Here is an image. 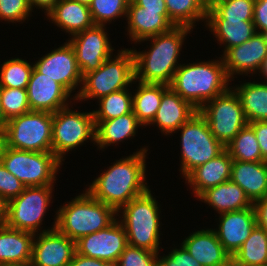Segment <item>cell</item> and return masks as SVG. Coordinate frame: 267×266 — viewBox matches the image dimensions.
<instances>
[{
	"label": "cell",
	"mask_w": 267,
	"mask_h": 266,
	"mask_svg": "<svg viewBox=\"0 0 267 266\" xmlns=\"http://www.w3.org/2000/svg\"><path fill=\"white\" fill-rule=\"evenodd\" d=\"M178 131H181L180 171L185 178L193 169L219 155L225 147L213 136L208 122L196 112Z\"/></svg>",
	"instance_id": "8"
},
{
	"label": "cell",
	"mask_w": 267,
	"mask_h": 266,
	"mask_svg": "<svg viewBox=\"0 0 267 266\" xmlns=\"http://www.w3.org/2000/svg\"><path fill=\"white\" fill-rule=\"evenodd\" d=\"M168 18L174 26L194 28L199 20L205 21L208 5L205 0H165Z\"/></svg>",
	"instance_id": "33"
},
{
	"label": "cell",
	"mask_w": 267,
	"mask_h": 266,
	"mask_svg": "<svg viewBox=\"0 0 267 266\" xmlns=\"http://www.w3.org/2000/svg\"><path fill=\"white\" fill-rule=\"evenodd\" d=\"M0 104L6 121L31 111L27 89L0 87Z\"/></svg>",
	"instance_id": "38"
},
{
	"label": "cell",
	"mask_w": 267,
	"mask_h": 266,
	"mask_svg": "<svg viewBox=\"0 0 267 266\" xmlns=\"http://www.w3.org/2000/svg\"><path fill=\"white\" fill-rule=\"evenodd\" d=\"M233 160L242 162H262L260 146L253 129L247 124L225 146Z\"/></svg>",
	"instance_id": "34"
},
{
	"label": "cell",
	"mask_w": 267,
	"mask_h": 266,
	"mask_svg": "<svg viewBox=\"0 0 267 266\" xmlns=\"http://www.w3.org/2000/svg\"><path fill=\"white\" fill-rule=\"evenodd\" d=\"M233 159L226 149L215 158L197 166L186 177V182L195 197H199L204 191L215 187L220 183L229 181L231 178Z\"/></svg>",
	"instance_id": "22"
},
{
	"label": "cell",
	"mask_w": 267,
	"mask_h": 266,
	"mask_svg": "<svg viewBox=\"0 0 267 266\" xmlns=\"http://www.w3.org/2000/svg\"><path fill=\"white\" fill-rule=\"evenodd\" d=\"M206 27L217 38L219 44H224L223 53L231 47L241 45L255 33L253 21L235 19H206ZM222 43V44H221Z\"/></svg>",
	"instance_id": "29"
},
{
	"label": "cell",
	"mask_w": 267,
	"mask_h": 266,
	"mask_svg": "<svg viewBox=\"0 0 267 266\" xmlns=\"http://www.w3.org/2000/svg\"><path fill=\"white\" fill-rule=\"evenodd\" d=\"M216 0H205L206 4L209 6L211 3H213Z\"/></svg>",
	"instance_id": "57"
},
{
	"label": "cell",
	"mask_w": 267,
	"mask_h": 266,
	"mask_svg": "<svg viewBox=\"0 0 267 266\" xmlns=\"http://www.w3.org/2000/svg\"><path fill=\"white\" fill-rule=\"evenodd\" d=\"M158 254L128 244L114 266H155Z\"/></svg>",
	"instance_id": "40"
},
{
	"label": "cell",
	"mask_w": 267,
	"mask_h": 266,
	"mask_svg": "<svg viewBox=\"0 0 267 266\" xmlns=\"http://www.w3.org/2000/svg\"><path fill=\"white\" fill-rule=\"evenodd\" d=\"M5 168L26 187L54 185L62 162L52 152H34L5 147L1 158Z\"/></svg>",
	"instance_id": "9"
},
{
	"label": "cell",
	"mask_w": 267,
	"mask_h": 266,
	"mask_svg": "<svg viewBox=\"0 0 267 266\" xmlns=\"http://www.w3.org/2000/svg\"><path fill=\"white\" fill-rule=\"evenodd\" d=\"M155 266H166L159 258L155 261Z\"/></svg>",
	"instance_id": "56"
},
{
	"label": "cell",
	"mask_w": 267,
	"mask_h": 266,
	"mask_svg": "<svg viewBox=\"0 0 267 266\" xmlns=\"http://www.w3.org/2000/svg\"><path fill=\"white\" fill-rule=\"evenodd\" d=\"M159 259L166 266H202L182 244L179 249H172L168 255H163Z\"/></svg>",
	"instance_id": "43"
},
{
	"label": "cell",
	"mask_w": 267,
	"mask_h": 266,
	"mask_svg": "<svg viewBox=\"0 0 267 266\" xmlns=\"http://www.w3.org/2000/svg\"><path fill=\"white\" fill-rule=\"evenodd\" d=\"M133 2L151 11H167L165 0H133Z\"/></svg>",
	"instance_id": "47"
},
{
	"label": "cell",
	"mask_w": 267,
	"mask_h": 266,
	"mask_svg": "<svg viewBox=\"0 0 267 266\" xmlns=\"http://www.w3.org/2000/svg\"><path fill=\"white\" fill-rule=\"evenodd\" d=\"M132 96L133 113L143 126H149L160 106L162 94L169 88L165 84L138 82Z\"/></svg>",
	"instance_id": "31"
},
{
	"label": "cell",
	"mask_w": 267,
	"mask_h": 266,
	"mask_svg": "<svg viewBox=\"0 0 267 266\" xmlns=\"http://www.w3.org/2000/svg\"><path fill=\"white\" fill-rule=\"evenodd\" d=\"M159 208L158 201L149 189L118 211L122 214L119 221L125 228L129 245L159 253L161 243Z\"/></svg>",
	"instance_id": "5"
},
{
	"label": "cell",
	"mask_w": 267,
	"mask_h": 266,
	"mask_svg": "<svg viewBox=\"0 0 267 266\" xmlns=\"http://www.w3.org/2000/svg\"><path fill=\"white\" fill-rule=\"evenodd\" d=\"M255 0H216L208 6L206 19L253 21Z\"/></svg>",
	"instance_id": "35"
},
{
	"label": "cell",
	"mask_w": 267,
	"mask_h": 266,
	"mask_svg": "<svg viewBox=\"0 0 267 266\" xmlns=\"http://www.w3.org/2000/svg\"><path fill=\"white\" fill-rule=\"evenodd\" d=\"M33 65L39 73L61 84L70 94L78 85H82V75L69 41L47 53Z\"/></svg>",
	"instance_id": "15"
},
{
	"label": "cell",
	"mask_w": 267,
	"mask_h": 266,
	"mask_svg": "<svg viewBox=\"0 0 267 266\" xmlns=\"http://www.w3.org/2000/svg\"><path fill=\"white\" fill-rule=\"evenodd\" d=\"M198 199L204 201L219 214L253 207L245 191L231 180L204 191Z\"/></svg>",
	"instance_id": "27"
},
{
	"label": "cell",
	"mask_w": 267,
	"mask_h": 266,
	"mask_svg": "<svg viewBox=\"0 0 267 266\" xmlns=\"http://www.w3.org/2000/svg\"><path fill=\"white\" fill-rule=\"evenodd\" d=\"M198 111L208 122L213 136L224 147L248 124L240 98L230 86Z\"/></svg>",
	"instance_id": "11"
},
{
	"label": "cell",
	"mask_w": 267,
	"mask_h": 266,
	"mask_svg": "<svg viewBox=\"0 0 267 266\" xmlns=\"http://www.w3.org/2000/svg\"><path fill=\"white\" fill-rule=\"evenodd\" d=\"M234 266L267 264V232L255 226L241 248L233 255Z\"/></svg>",
	"instance_id": "32"
},
{
	"label": "cell",
	"mask_w": 267,
	"mask_h": 266,
	"mask_svg": "<svg viewBox=\"0 0 267 266\" xmlns=\"http://www.w3.org/2000/svg\"><path fill=\"white\" fill-rule=\"evenodd\" d=\"M35 234L0 226V266L31 263Z\"/></svg>",
	"instance_id": "24"
},
{
	"label": "cell",
	"mask_w": 267,
	"mask_h": 266,
	"mask_svg": "<svg viewBox=\"0 0 267 266\" xmlns=\"http://www.w3.org/2000/svg\"><path fill=\"white\" fill-rule=\"evenodd\" d=\"M55 228L74 242L111 225L118 212L87 190L59 208Z\"/></svg>",
	"instance_id": "4"
},
{
	"label": "cell",
	"mask_w": 267,
	"mask_h": 266,
	"mask_svg": "<svg viewBox=\"0 0 267 266\" xmlns=\"http://www.w3.org/2000/svg\"><path fill=\"white\" fill-rule=\"evenodd\" d=\"M53 114L29 111L6 122V146L18 150L52 152Z\"/></svg>",
	"instance_id": "7"
},
{
	"label": "cell",
	"mask_w": 267,
	"mask_h": 266,
	"mask_svg": "<svg viewBox=\"0 0 267 266\" xmlns=\"http://www.w3.org/2000/svg\"><path fill=\"white\" fill-rule=\"evenodd\" d=\"M129 88L122 89L101 97L99 110H93L94 120H111L133 111L132 93Z\"/></svg>",
	"instance_id": "36"
},
{
	"label": "cell",
	"mask_w": 267,
	"mask_h": 266,
	"mask_svg": "<svg viewBox=\"0 0 267 266\" xmlns=\"http://www.w3.org/2000/svg\"><path fill=\"white\" fill-rule=\"evenodd\" d=\"M114 58L106 59L100 68L82 76L81 88L71 100L100 99L110 93L130 87L135 81L132 49L118 50ZM112 58V59H111Z\"/></svg>",
	"instance_id": "6"
},
{
	"label": "cell",
	"mask_w": 267,
	"mask_h": 266,
	"mask_svg": "<svg viewBox=\"0 0 267 266\" xmlns=\"http://www.w3.org/2000/svg\"><path fill=\"white\" fill-rule=\"evenodd\" d=\"M202 266H229L232 257L224 250L214 229L191 233L181 243Z\"/></svg>",
	"instance_id": "21"
},
{
	"label": "cell",
	"mask_w": 267,
	"mask_h": 266,
	"mask_svg": "<svg viewBox=\"0 0 267 266\" xmlns=\"http://www.w3.org/2000/svg\"><path fill=\"white\" fill-rule=\"evenodd\" d=\"M54 185L25 187L18 197L7 202L8 227L38 234Z\"/></svg>",
	"instance_id": "12"
},
{
	"label": "cell",
	"mask_w": 267,
	"mask_h": 266,
	"mask_svg": "<svg viewBox=\"0 0 267 266\" xmlns=\"http://www.w3.org/2000/svg\"><path fill=\"white\" fill-rule=\"evenodd\" d=\"M262 35L264 36L265 42L267 44V32H263Z\"/></svg>",
	"instance_id": "58"
},
{
	"label": "cell",
	"mask_w": 267,
	"mask_h": 266,
	"mask_svg": "<svg viewBox=\"0 0 267 266\" xmlns=\"http://www.w3.org/2000/svg\"><path fill=\"white\" fill-rule=\"evenodd\" d=\"M230 180L238 184L252 202L267 195V162L233 160Z\"/></svg>",
	"instance_id": "26"
},
{
	"label": "cell",
	"mask_w": 267,
	"mask_h": 266,
	"mask_svg": "<svg viewBox=\"0 0 267 266\" xmlns=\"http://www.w3.org/2000/svg\"><path fill=\"white\" fill-rule=\"evenodd\" d=\"M73 1L79 2L81 4H85L87 6H89L90 3L92 2V0H73Z\"/></svg>",
	"instance_id": "55"
},
{
	"label": "cell",
	"mask_w": 267,
	"mask_h": 266,
	"mask_svg": "<svg viewBox=\"0 0 267 266\" xmlns=\"http://www.w3.org/2000/svg\"><path fill=\"white\" fill-rule=\"evenodd\" d=\"M253 129L258 144L260 146V152L262 160L267 162V120L266 121H253L248 123Z\"/></svg>",
	"instance_id": "45"
},
{
	"label": "cell",
	"mask_w": 267,
	"mask_h": 266,
	"mask_svg": "<svg viewBox=\"0 0 267 266\" xmlns=\"http://www.w3.org/2000/svg\"><path fill=\"white\" fill-rule=\"evenodd\" d=\"M198 110L170 87L162 94L160 106L149 125H157L166 136L175 133Z\"/></svg>",
	"instance_id": "23"
},
{
	"label": "cell",
	"mask_w": 267,
	"mask_h": 266,
	"mask_svg": "<svg viewBox=\"0 0 267 266\" xmlns=\"http://www.w3.org/2000/svg\"><path fill=\"white\" fill-rule=\"evenodd\" d=\"M32 12L28 0H0V20L21 23Z\"/></svg>",
	"instance_id": "41"
},
{
	"label": "cell",
	"mask_w": 267,
	"mask_h": 266,
	"mask_svg": "<svg viewBox=\"0 0 267 266\" xmlns=\"http://www.w3.org/2000/svg\"><path fill=\"white\" fill-rule=\"evenodd\" d=\"M95 122V143L100 150L111 144H118L136 135L138 127L143 126L133 113L111 120H94Z\"/></svg>",
	"instance_id": "28"
},
{
	"label": "cell",
	"mask_w": 267,
	"mask_h": 266,
	"mask_svg": "<svg viewBox=\"0 0 267 266\" xmlns=\"http://www.w3.org/2000/svg\"><path fill=\"white\" fill-rule=\"evenodd\" d=\"M127 245L126 231L118 218L108 227L75 242L76 253L79 255L99 259L113 266Z\"/></svg>",
	"instance_id": "13"
},
{
	"label": "cell",
	"mask_w": 267,
	"mask_h": 266,
	"mask_svg": "<svg viewBox=\"0 0 267 266\" xmlns=\"http://www.w3.org/2000/svg\"><path fill=\"white\" fill-rule=\"evenodd\" d=\"M6 122L7 121L3 117L1 104H0V131H4L5 130Z\"/></svg>",
	"instance_id": "54"
},
{
	"label": "cell",
	"mask_w": 267,
	"mask_h": 266,
	"mask_svg": "<svg viewBox=\"0 0 267 266\" xmlns=\"http://www.w3.org/2000/svg\"><path fill=\"white\" fill-rule=\"evenodd\" d=\"M53 113L52 122V153L63 162L68 151L74 150L91 140L95 145V122L93 111L77 112L69 107Z\"/></svg>",
	"instance_id": "10"
},
{
	"label": "cell",
	"mask_w": 267,
	"mask_h": 266,
	"mask_svg": "<svg viewBox=\"0 0 267 266\" xmlns=\"http://www.w3.org/2000/svg\"><path fill=\"white\" fill-rule=\"evenodd\" d=\"M35 234L31 263L34 266H68L76 252L75 242L56 228Z\"/></svg>",
	"instance_id": "16"
},
{
	"label": "cell",
	"mask_w": 267,
	"mask_h": 266,
	"mask_svg": "<svg viewBox=\"0 0 267 266\" xmlns=\"http://www.w3.org/2000/svg\"><path fill=\"white\" fill-rule=\"evenodd\" d=\"M59 0H28L30 8L33 10V7L39 9H44L45 15H47L56 5Z\"/></svg>",
	"instance_id": "48"
},
{
	"label": "cell",
	"mask_w": 267,
	"mask_h": 266,
	"mask_svg": "<svg viewBox=\"0 0 267 266\" xmlns=\"http://www.w3.org/2000/svg\"><path fill=\"white\" fill-rule=\"evenodd\" d=\"M90 266H113V265L99 259L90 258Z\"/></svg>",
	"instance_id": "53"
},
{
	"label": "cell",
	"mask_w": 267,
	"mask_h": 266,
	"mask_svg": "<svg viewBox=\"0 0 267 266\" xmlns=\"http://www.w3.org/2000/svg\"><path fill=\"white\" fill-rule=\"evenodd\" d=\"M221 60L183 64L174 73L169 87L199 110L205 103L226 92L231 80Z\"/></svg>",
	"instance_id": "3"
},
{
	"label": "cell",
	"mask_w": 267,
	"mask_h": 266,
	"mask_svg": "<svg viewBox=\"0 0 267 266\" xmlns=\"http://www.w3.org/2000/svg\"><path fill=\"white\" fill-rule=\"evenodd\" d=\"M267 57V44L262 33H255L241 45L227 49L222 58L228 77L256 74ZM252 72V73H251Z\"/></svg>",
	"instance_id": "17"
},
{
	"label": "cell",
	"mask_w": 267,
	"mask_h": 266,
	"mask_svg": "<svg viewBox=\"0 0 267 266\" xmlns=\"http://www.w3.org/2000/svg\"><path fill=\"white\" fill-rule=\"evenodd\" d=\"M47 17L70 37L95 25L89 6L73 0H59Z\"/></svg>",
	"instance_id": "25"
},
{
	"label": "cell",
	"mask_w": 267,
	"mask_h": 266,
	"mask_svg": "<svg viewBox=\"0 0 267 266\" xmlns=\"http://www.w3.org/2000/svg\"><path fill=\"white\" fill-rule=\"evenodd\" d=\"M257 226L267 232V195L253 202Z\"/></svg>",
	"instance_id": "46"
},
{
	"label": "cell",
	"mask_w": 267,
	"mask_h": 266,
	"mask_svg": "<svg viewBox=\"0 0 267 266\" xmlns=\"http://www.w3.org/2000/svg\"><path fill=\"white\" fill-rule=\"evenodd\" d=\"M105 30V25H94L68 40L82 76L100 68L106 59L113 56L114 49Z\"/></svg>",
	"instance_id": "14"
},
{
	"label": "cell",
	"mask_w": 267,
	"mask_h": 266,
	"mask_svg": "<svg viewBox=\"0 0 267 266\" xmlns=\"http://www.w3.org/2000/svg\"><path fill=\"white\" fill-rule=\"evenodd\" d=\"M16 266H34L32 263L23 264V265H16Z\"/></svg>",
	"instance_id": "59"
},
{
	"label": "cell",
	"mask_w": 267,
	"mask_h": 266,
	"mask_svg": "<svg viewBox=\"0 0 267 266\" xmlns=\"http://www.w3.org/2000/svg\"><path fill=\"white\" fill-rule=\"evenodd\" d=\"M0 68V87L27 89L34 65L21 58H12Z\"/></svg>",
	"instance_id": "37"
},
{
	"label": "cell",
	"mask_w": 267,
	"mask_h": 266,
	"mask_svg": "<svg viewBox=\"0 0 267 266\" xmlns=\"http://www.w3.org/2000/svg\"><path fill=\"white\" fill-rule=\"evenodd\" d=\"M250 266H267V264H257V265H250Z\"/></svg>",
	"instance_id": "60"
},
{
	"label": "cell",
	"mask_w": 267,
	"mask_h": 266,
	"mask_svg": "<svg viewBox=\"0 0 267 266\" xmlns=\"http://www.w3.org/2000/svg\"><path fill=\"white\" fill-rule=\"evenodd\" d=\"M218 229H214L224 250L231 256L241 248L257 225L254 207L219 214Z\"/></svg>",
	"instance_id": "19"
},
{
	"label": "cell",
	"mask_w": 267,
	"mask_h": 266,
	"mask_svg": "<svg viewBox=\"0 0 267 266\" xmlns=\"http://www.w3.org/2000/svg\"><path fill=\"white\" fill-rule=\"evenodd\" d=\"M27 96L32 111L55 113L69 105L72 95L58 82L33 68L27 87ZM67 101V102H66Z\"/></svg>",
	"instance_id": "18"
},
{
	"label": "cell",
	"mask_w": 267,
	"mask_h": 266,
	"mask_svg": "<svg viewBox=\"0 0 267 266\" xmlns=\"http://www.w3.org/2000/svg\"><path fill=\"white\" fill-rule=\"evenodd\" d=\"M7 223V202L0 197V226Z\"/></svg>",
	"instance_id": "50"
},
{
	"label": "cell",
	"mask_w": 267,
	"mask_h": 266,
	"mask_svg": "<svg viewBox=\"0 0 267 266\" xmlns=\"http://www.w3.org/2000/svg\"><path fill=\"white\" fill-rule=\"evenodd\" d=\"M232 89L240 98L248 123L267 120V83L245 82Z\"/></svg>",
	"instance_id": "30"
},
{
	"label": "cell",
	"mask_w": 267,
	"mask_h": 266,
	"mask_svg": "<svg viewBox=\"0 0 267 266\" xmlns=\"http://www.w3.org/2000/svg\"><path fill=\"white\" fill-rule=\"evenodd\" d=\"M191 30L187 26H174L167 32L139 41H151V47L144 52L132 50L135 81L169 86L180 66L177 61L184 39Z\"/></svg>",
	"instance_id": "2"
},
{
	"label": "cell",
	"mask_w": 267,
	"mask_h": 266,
	"mask_svg": "<svg viewBox=\"0 0 267 266\" xmlns=\"http://www.w3.org/2000/svg\"><path fill=\"white\" fill-rule=\"evenodd\" d=\"M258 72L265 78L263 83H267V57L264 59V62L262 63Z\"/></svg>",
	"instance_id": "52"
},
{
	"label": "cell",
	"mask_w": 267,
	"mask_h": 266,
	"mask_svg": "<svg viewBox=\"0 0 267 266\" xmlns=\"http://www.w3.org/2000/svg\"><path fill=\"white\" fill-rule=\"evenodd\" d=\"M126 18L127 32L134 43L167 32L174 27L168 18V11L145 10L133 1L128 3Z\"/></svg>",
	"instance_id": "20"
},
{
	"label": "cell",
	"mask_w": 267,
	"mask_h": 266,
	"mask_svg": "<svg viewBox=\"0 0 267 266\" xmlns=\"http://www.w3.org/2000/svg\"><path fill=\"white\" fill-rule=\"evenodd\" d=\"M25 185L0 162V197L6 202L18 197Z\"/></svg>",
	"instance_id": "42"
},
{
	"label": "cell",
	"mask_w": 267,
	"mask_h": 266,
	"mask_svg": "<svg viewBox=\"0 0 267 266\" xmlns=\"http://www.w3.org/2000/svg\"><path fill=\"white\" fill-rule=\"evenodd\" d=\"M68 266H90V258L74 253Z\"/></svg>",
	"instance_id": "49"
},
{
	"label": "cell",
	"mask_w": 267,
	"mask_h": 266,
	"mask_svg": "<svg viewBox=\"0 0 267 266\" xmlns=\"http://www.w3.org/2000/svg\"><path fill=\"white\" fill-rule=\"evenodd\" d=\"M128 3V0H92L89 9L94 24L106 25L117 18H126Z\"/></svg>",
	"instance_id": "39"
},
{
	"label": "cell",
	"mask_w": 267,
	"mask_h": 266,
	"mask_svg": "<svg viewBox=\"0 0 267 266\" xmlns=\"http://www.w3.org/2000/svg\"><path fill=\"white\" fill-rule=\"evenodd\" d=\"M143 147L132 155L114 162L86 190L117 212L132 199L149 190L146 180V153Z\"/></svg>",
	"instance_id": "1"
},
{
	"label": "cell",
	"mask_w": 267,
	"mask_h": 266,
	"mask_svg": "<svg viewBox=\"0 0 267 266\" xmlns=\"http://www.w3.org/2000/svg\"><path fill=\"white\" fill-rule=\"evenodd\" d=\"M253 23L257 33L267 32V0H255Z\"/></svg>",
	"instance_id": "44"
},
{
	"label": "cell",
	"mask_w": 267,
	"mask_h": 266,
	"mask_svg": "<svg viewBox=\"0 0 267 266\" xmlns=\"http://www.w3.org/2000/svg\"><path fill=\"white\" fill-rule=\"evenodd\" d=\"M5 147H6L5 132L0 131V162H1V158L3 156V152H4Z\"/></svg>",
	"instance_id": "51"
}]
</instances>
